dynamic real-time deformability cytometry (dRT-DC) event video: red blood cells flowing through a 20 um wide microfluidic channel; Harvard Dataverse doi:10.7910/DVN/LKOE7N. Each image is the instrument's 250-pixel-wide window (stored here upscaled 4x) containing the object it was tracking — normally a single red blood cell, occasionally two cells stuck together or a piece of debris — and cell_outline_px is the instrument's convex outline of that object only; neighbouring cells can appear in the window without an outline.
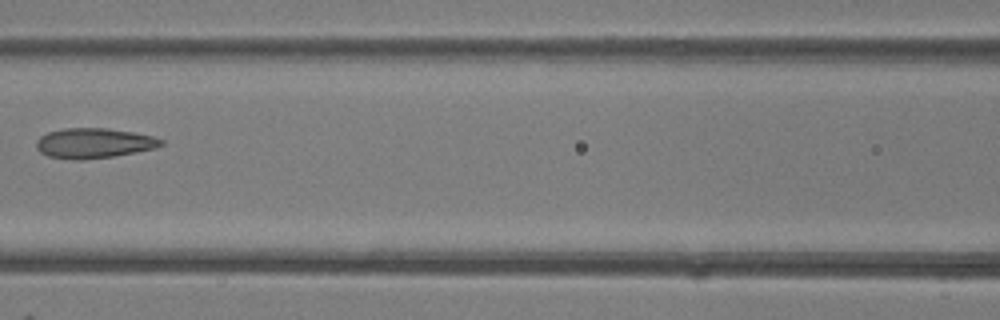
{"species": "common noctule bat (a hibernating species)", "species_latin": "Nyctalus noctula", "temperature_condition": "room temperature", "stored_images_in_passage": 5, "camera_frame_rate_fps": 3000, "um_per_image_px": 0.085, "animal": {"sex": "female"}, "frame": {"image": 1, "passage_image": 5, "time_ms": 4.333, "image_size_px": [1000, 320], "cell_outline_px": [[164, 144], [156, 148], [136, 152], [112, 156], [84, 160], [72, 160], [48, 156], [40, 152], [36, 148], [36, 140], [40, 136], [48, 132], [64, 128], [108, 128], [132, 132], [152, 136], [164, 140]], "centroid_in_image_um": [7.96, 12.17], "position_along_channel_um": 158.6, "area_um2": 21.96}}